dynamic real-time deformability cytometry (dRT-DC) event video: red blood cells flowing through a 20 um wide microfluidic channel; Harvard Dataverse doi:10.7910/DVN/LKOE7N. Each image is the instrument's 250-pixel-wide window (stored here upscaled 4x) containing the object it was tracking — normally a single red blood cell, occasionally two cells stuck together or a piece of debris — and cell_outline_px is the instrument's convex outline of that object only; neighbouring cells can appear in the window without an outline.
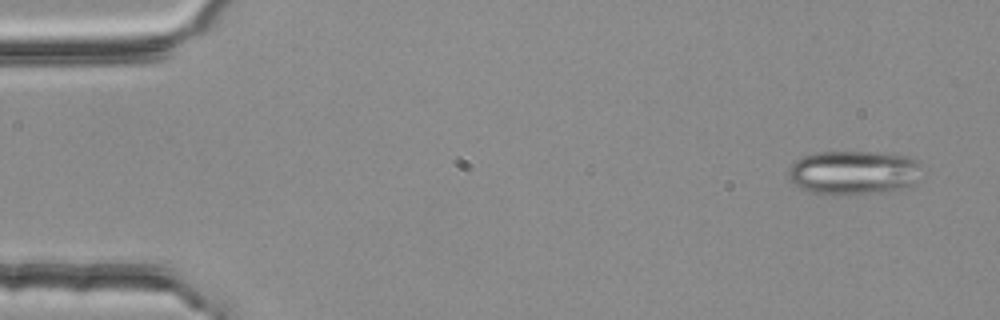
{"species": "common noctule bat (a hibernating species)", "species_latin": "Nyctalus noctula", "temperature_condition": "room temperature", "stored_images_in_passage": 52, "camera_frame_rate_fps": 3000, "um_per_image_px": 0.085, "animal": {"sex": "female", "body_mass_g": 25.1}, "frame": {"image": 1, "passage_image": 1, "time_ms": 0.0, "image_size_px": [1000, 320], "cell_outline_px": [[924, 164], [920, 180], [896, 192], [840, 196], [812, 192], [800, 188], [788, 176], [788, 168], [796, 160], [812, 152], [876, 152], [908, 156], [920, 160]], "centroid_in_image_um": [72.66, 14.69], "position_along_channel_um": 12.3, "area_um2": 35.43}}
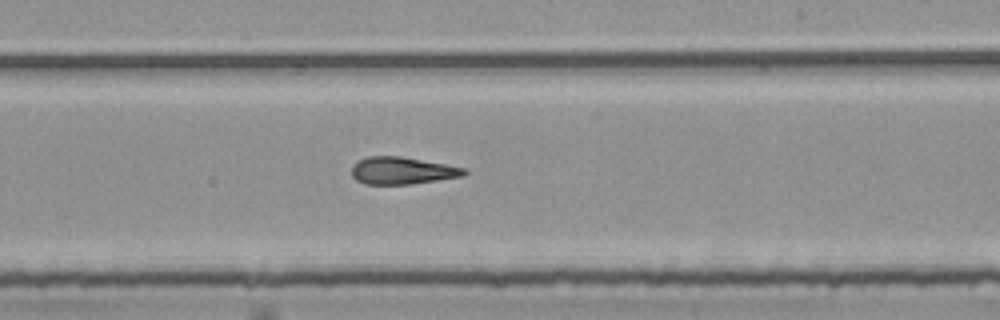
{"frame": {"image": 2, "passage_image": 30, "time_ms": 9.667, "image_size_px": [1000, 320], "cell_outline_px": [[468, 172], [464, 176], [412, 184], [364, 184], [356, 180], [352, 176], [352, 164], [368, 156], [400, 156], [444, 164], [464, 168]], "centroid_in_image_um": [34.17, 14.51], "position_along_channel_um": 254.8, "area_um2": 17.8}}
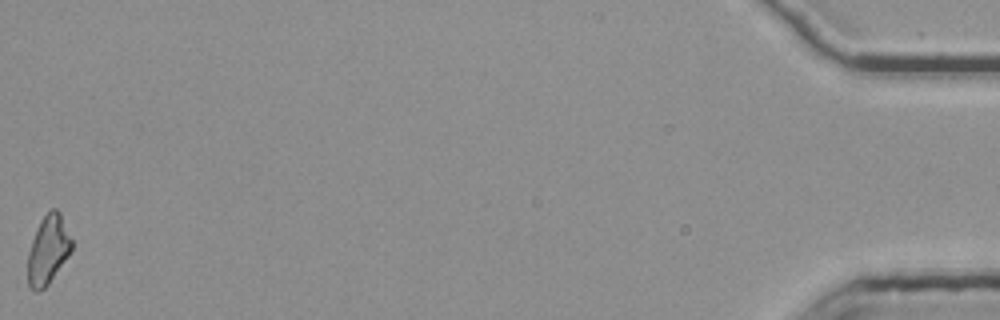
{"frame": {"image": 3, "passage_image": 52, "time_ms": 17.0, "image_size_px": [1000, 320], "cell_outline_px": [[72, 248], [68, 256], [48, 284], [40, 292], [32, 292], [28, 284], [28, 252], [32, 240], [40, 220], [52, 208], [56, 208], [60, 212], [72, 240]], "centroid_in_image_um": [4.08, 21.26], "position_along_channel_um": 431.1, "area_um2": 17.51}, "authors_computed_cell_mechanics": {"area_um2": 18.207, "velocity_mm_per_s": 3.8014, "shape_relaxation_time_tau1_ms": null, "shape_relaxation_time_tau2_ms": 4.4953, "deformation_change_tau1": null, "deformation_change_tau2": 0.1641}}